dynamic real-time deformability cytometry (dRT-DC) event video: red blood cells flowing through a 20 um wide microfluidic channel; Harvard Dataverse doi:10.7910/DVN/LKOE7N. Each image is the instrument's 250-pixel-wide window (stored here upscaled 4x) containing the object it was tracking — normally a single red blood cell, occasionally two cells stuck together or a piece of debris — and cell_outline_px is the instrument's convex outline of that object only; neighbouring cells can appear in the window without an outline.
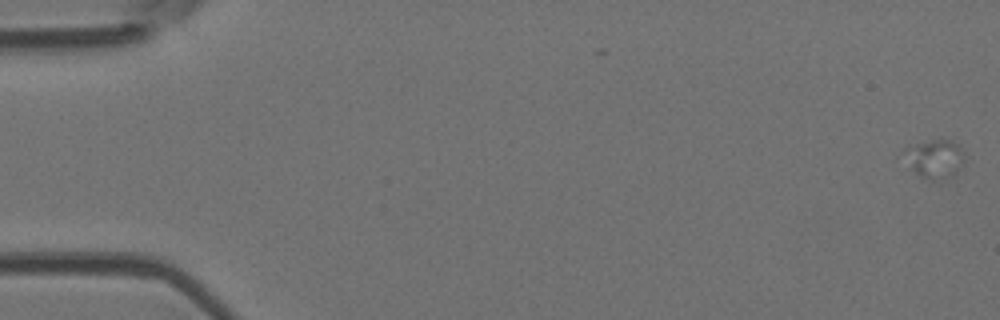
{"species": "Egyptian fruit bat (a non-hibernating species)", "species_latin": "Rousettus aegyptiacus", "temperature_condition": "room temperature", "stored_images_in_passage": 20, "camera_frame_rate_fps": 3000, "um_per_image_px": 0.085, "animal": {"sex": "female"}, "frame": {"image": 1, "passage_image": 1, "time_ms": 0.0, "image_size_px": [1000, 320], "cell_outline_px": [[964, 164], [952, 176], [932, 180], [916, 172], [912, 168], [908, 148], [916, 144], [932, 140], [952, 140], [964, 152]], "centroid_in_image_um": [79.6, 13.49], "position_along_channel_um": 5.4, "area_um2": 12.54}}
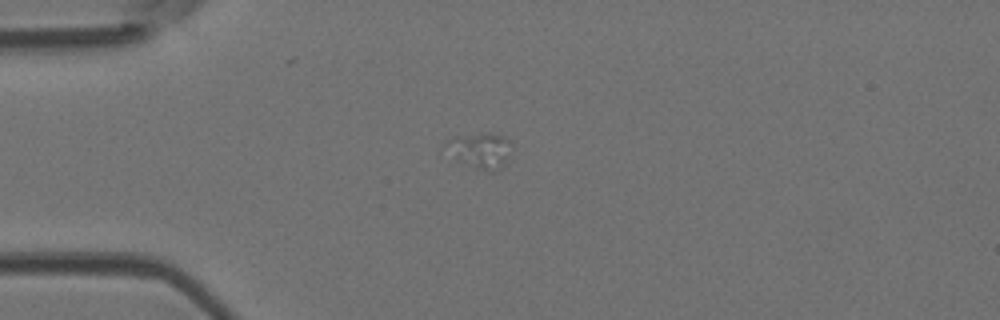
{"frame": {"image": 2, "passage_image": 15, "time_ms": 4.667, "image_size_px": [1000, 320], "cell_outline_px": [[508, 156], [504, 164], [496, 172], [488, 172], [472, 168], [456, 160], [444, 144], [448, 140], [456, 136], [504, 136], [508, 140]], "centroid_in_image_um": [40.78, 12.88], "position_along_channel_um": 44.2, "area_um2": 12.83}}